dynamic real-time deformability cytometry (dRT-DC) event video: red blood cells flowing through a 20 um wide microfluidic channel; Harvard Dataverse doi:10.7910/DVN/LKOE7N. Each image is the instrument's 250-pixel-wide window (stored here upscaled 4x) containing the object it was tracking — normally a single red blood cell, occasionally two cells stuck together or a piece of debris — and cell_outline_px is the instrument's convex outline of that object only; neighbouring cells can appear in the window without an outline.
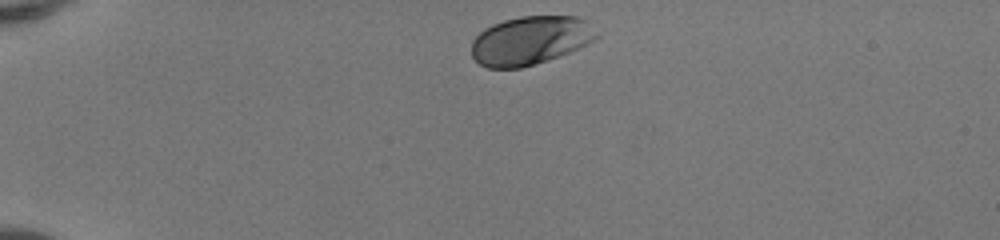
{"species": "human", "species_latin": "Homo sapiens", "temperature_condition": "room temperature", "stored_images_in_passage": 35, "camera_frame_rate_fps": 3000, "um_per_image_px": 0.085, "donor": {"sex": "female"}, "frame": {"image": 1, "passage_image": 1, "time_ms": 0.0, "image_size_px": [1000, 240], "cell_outline_px": [[600, 36], [588, 44], [548, 60], [520, 68], [488, 68], [480, 64], [472, 56], [472, 40], [484, 28], [492, 24], [504, 20], [520, 16], [580, 16], [588, 20]], "centroid_in_image_um": [45.1, 3.42], "position_along_channel_um": 39.9, "area_um2": 35.6}}
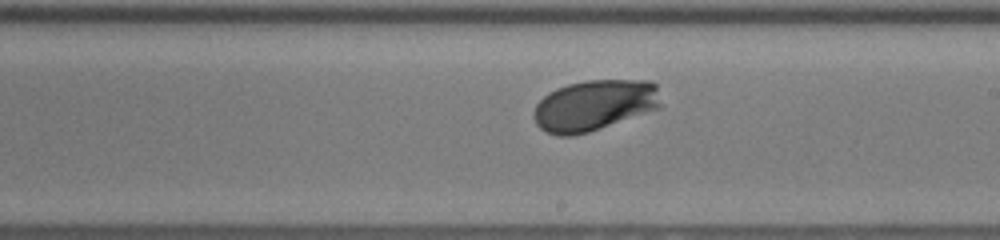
{"frame": {"image": 2, "passage_image": 20, "time_ms": 6.333, "image_size_px": [1000, 240], "cell_outline_px": [[660, 108], [588, 132], [572, 136], [560, 136], [548, 132], [540, 128], [536, 124], [532, 116], [532, 112], [536, 104], [548, 92], [556, 88], [568, 84], [584, 80], [652, 80], [656, 84], [660, 104]], "centroid_in_image_um": [50.49, 8.94], "position_along_channel_um": 238.5, "area_um2": 37.8}}
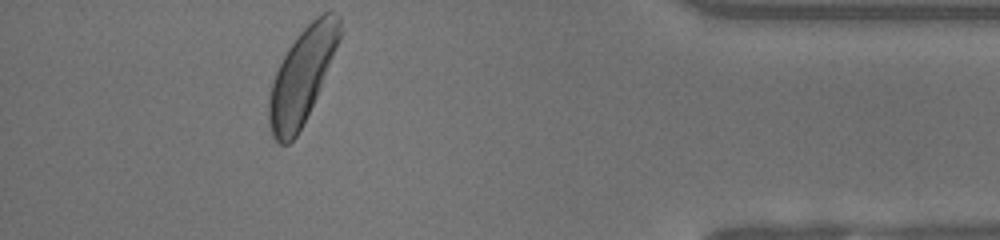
{"frame": {"image": 3, "passage_image": 35, "time_ms": 11.333, "image_size_px": [1000, 240], "cell_outline_px": [[344, 32], [316, 96], [296, 136], [288, 144], [280, 144], [272, 136], [268, 124], [268, 96], [276, 72], [288, 48], [300, 32], [316, 16], [324, 12], [332, 12], [340, 16]], "centroid_in_image_um": [25.69, 6.41], "position_along_channel_um": 409.5, "area_um2": 38.67}, "authors_computed_cell_mechanics": {"area_um2": 36.3562, "velocity_mm_per_s": 4.1117, "shape_relaxation_time_tau1_ms": 1.3024, "shape_relaxation_time_tau2_ms": null, "deformation_change_tau1": 0.109, "deformation_change_tau2": null}}